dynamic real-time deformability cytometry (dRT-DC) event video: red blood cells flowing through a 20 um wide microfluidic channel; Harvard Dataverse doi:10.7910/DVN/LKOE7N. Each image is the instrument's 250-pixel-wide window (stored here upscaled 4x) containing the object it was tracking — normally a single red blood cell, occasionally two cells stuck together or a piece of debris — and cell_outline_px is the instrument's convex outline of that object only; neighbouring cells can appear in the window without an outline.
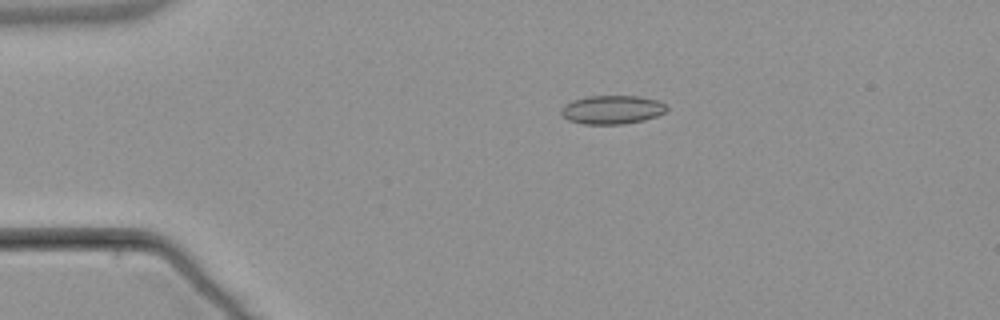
{"species": "common noctule bat (a hibernating species)", "species_latin": "Nyctalus noctula", "temperature_condition": "warm", "stored_images_in_passage": 4, "camera_frame_rate_fps": 3000, "um_per_image_px": 0.085, "animal": {"sex": "male", "body_mass_g": 21.5, "forearm_length_mm": 52.0}, "frame": {"image": 1, "passage_image": 2, "time_ms": 1.333, "image_size_px": [1000, 320], "cell_outline_px": [[668, 108], [664, 112], [656, 116], [644, 120], [624, 124], [584, 124], [568, 120], [560, 112], [564, 104], [572, 100], [588, 96], [640, 96], [660, 100]], "centroid_in_image_um": [52.03, 9.32], "position_along_channel_um": 33.0, "area_um2": 17.69}}
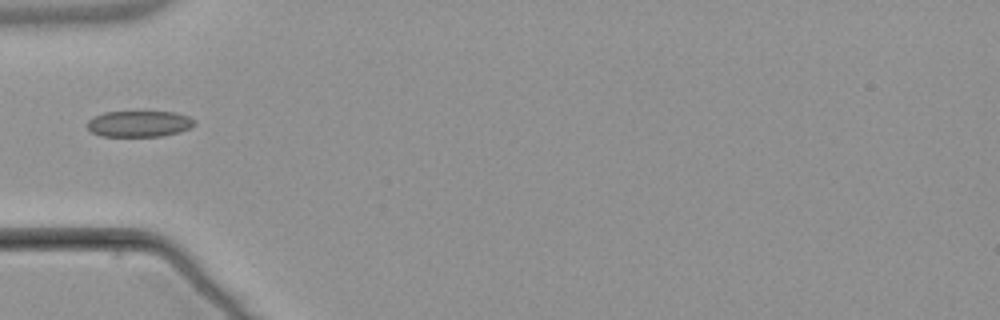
{"frame": {"image": 2, "passage_image": 4, "time_ms": 3.667, "image_size_px": [1000, 320], "cell_outline_px": [[196, 124], [180, 132], [160, 136], [100, 136], [92, 132], [88, 128], [88, 120], [92, 116], [104, 112], [140, 108], [176, 112], [188, 116], [196, 120]], "centroid_in_image_um": [11.83, 10.45], "position_along_channel_um": 73.2, "area_um2": 17.4}}